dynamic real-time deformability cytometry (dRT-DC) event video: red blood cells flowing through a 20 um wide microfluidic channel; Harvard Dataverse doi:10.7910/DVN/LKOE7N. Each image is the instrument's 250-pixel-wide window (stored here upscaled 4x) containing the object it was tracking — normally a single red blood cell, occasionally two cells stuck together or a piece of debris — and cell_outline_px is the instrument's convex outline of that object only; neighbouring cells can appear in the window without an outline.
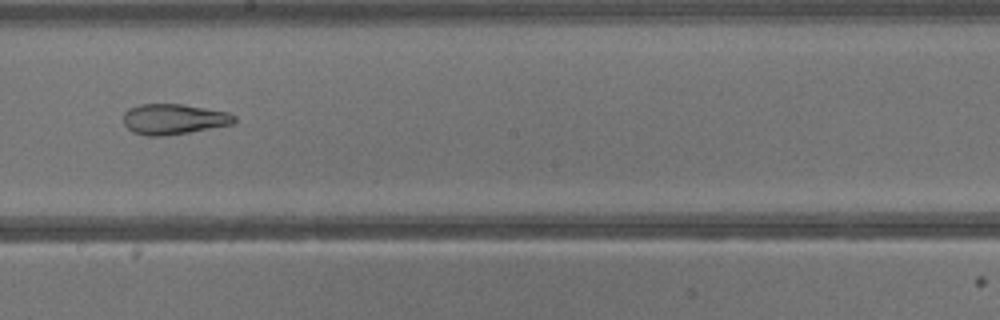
{"species": "common noctule bat (a hibernating species)", "species_latin": "Nyctalus noctula", "temperature_condition": "warm", "stored_images_in_passage": 40, "camera_frame_rate_fps": 3000, "um_per_image_px": 0.085, "animal": {"sex": "male", "body_mass_g": 13.3}, "frame": {"image": 1, "passage_image": 23, "time_ms": 7.333, "image_size_px": [1000, 320], "cell_outline_px": [[236, 120], [232, 124], [188, 132], [164, 136], [148, 136], [132, 132], [124, 124], [124, 112], [128, 108], [140, 104], [180, 104], [228, 112], [236, 116]], "centroid_in_image_um": [14.74, 10.12], "position_along_channel_um": 233.5, "area_um2": 19.59}}